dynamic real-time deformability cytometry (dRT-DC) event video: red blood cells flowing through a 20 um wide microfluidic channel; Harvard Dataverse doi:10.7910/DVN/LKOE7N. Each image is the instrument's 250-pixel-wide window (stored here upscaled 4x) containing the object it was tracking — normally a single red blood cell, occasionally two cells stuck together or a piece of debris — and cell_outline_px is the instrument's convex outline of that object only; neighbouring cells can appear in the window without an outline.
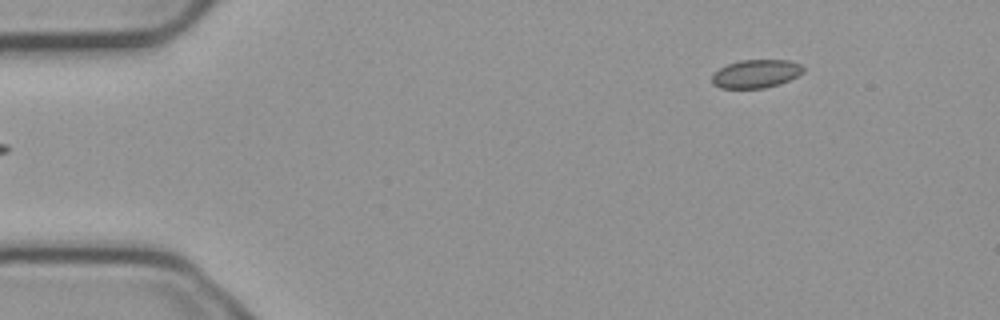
{"species": "common noctule bat (a hibernating species)", "species_latin": "Nyctalus noctula", "temperature_condition": "cold", "stored_images_in_passage": 2, "camera_frame_rate_fps": 3000, "um_per_image_px": 0.085, "animal": {"sex": "male", "body_mass_g": 23.1, "forearm_length_mm": 52.7}, "frame": {"image": 1, "passage_image": 2, "time_ms": 0.333, "image_size_px": [1000, 320], "cell_outline_px": [[804, 72], [780, 84], [764, 88], [720, 88], [712, 84], [712, 76], [720, 68], [728, 64], [740, 60], [788, 60], [800, 64], [804, 68]], "centroid_in_image_um": [64.26, 6.27], "position_along_channel_um": 20.7, "area_um2": 14.97}}